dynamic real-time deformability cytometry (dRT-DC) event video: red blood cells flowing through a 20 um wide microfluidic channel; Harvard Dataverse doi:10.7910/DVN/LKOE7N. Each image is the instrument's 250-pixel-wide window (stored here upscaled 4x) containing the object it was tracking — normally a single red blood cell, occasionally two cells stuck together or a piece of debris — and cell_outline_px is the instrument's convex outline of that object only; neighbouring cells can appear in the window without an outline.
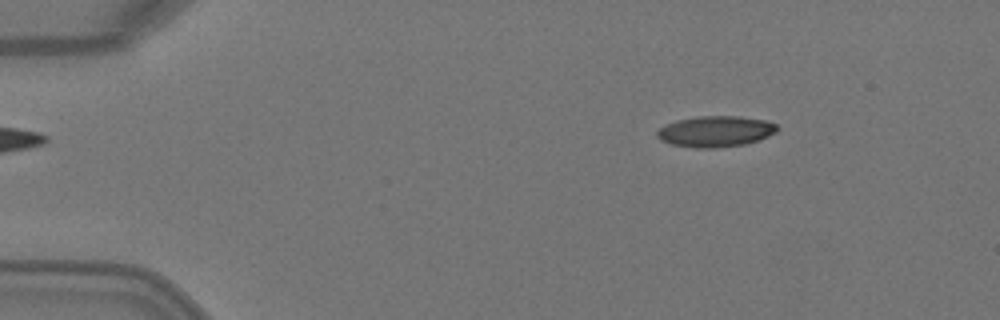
{"species": "Egyptian fruit bat (a non-hibernating species)", "species_latin": "Rousettus aegyptiacus", "temperature_condition": "warm", "stored_images_in_passage": 4, "camera_frame_rate_fps": 3000, "um_per_image_px": 0.085, "animal": {"sex": "female"}, "frame": {"image": 1, "passage_image": 2, "time_ms": 0.333, "image_size_px": [1000, 320], "cell_outline_px": [[780, 128], [776, 132], [768, 136], [744, 144], [712, 148], [696, 148], [672, 144], [660, 140], [656, 136], [656, 132], [660, 128], [676, 120], [696, 116], [740, 116], [768, 120], [776, 124]], "centroid_in_image_um": [60.83, 11.16], "position_along_channel_um": 24.2, "area_um2": 21.68}}
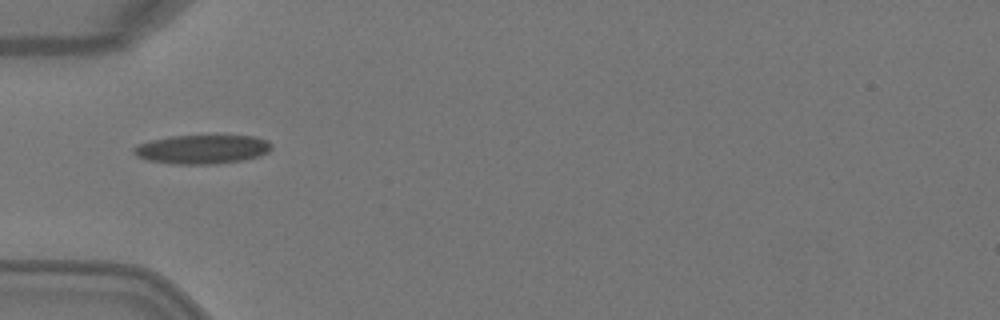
{"frame": {"image": 2, "passage_image": 4, "time_ms": 1.0, "image_size_px": [1000, 320], "cell_outline_px": [[272, 148], [268, 152], [260, 156], [244, 160], [216, 164], [172, 164], [148, 160], [136, 156], [132, 152], [132, 148], [140, 144], [152, 140], [168, 136], [256, 136], [268, 140], [272, 144]], "centroid_in_image_um": [17.21, 12.69], "position_along_channel_um": 67.8, "area_um2": 23.41}}